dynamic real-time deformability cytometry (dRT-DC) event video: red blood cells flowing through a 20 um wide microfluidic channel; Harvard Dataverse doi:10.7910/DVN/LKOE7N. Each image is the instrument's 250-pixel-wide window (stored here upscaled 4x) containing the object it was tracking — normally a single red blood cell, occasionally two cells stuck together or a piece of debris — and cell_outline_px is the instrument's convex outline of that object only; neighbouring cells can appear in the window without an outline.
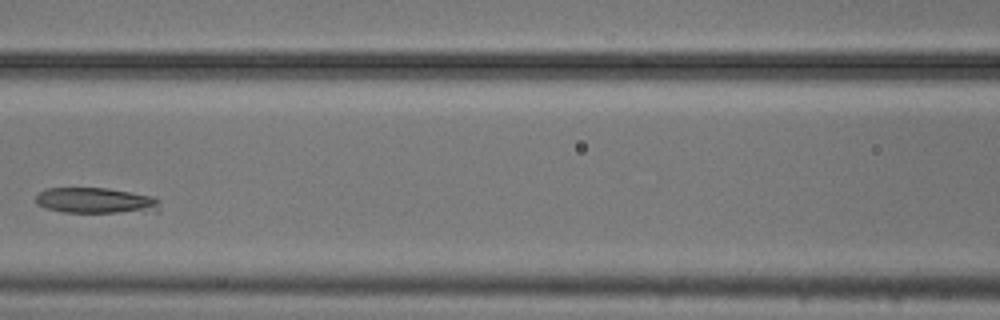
{"species": "common noctule bat (a hibernating species)", "species_latin": "Nyctalus noctula", "temperature_condition": "cold", "stored_images_in_passage": 6, "camera_frame_rate_fps": 3000, "um_per_image_px": 0.085, "animal": {"sex": "male", "body_mass_g": 20.5, "forearm_length_mm": 52.5}, "frame": {"image": 1, "passage_image": 5, "time_ms": 1.333, "image_size_px": [1000, 320], "cell_outline_px": [[160, 208], [156, 212], [64, 212], [48, 208], [36, 204], [36, 196], [40, 192], [48, 188], [108, 188], [132, 192], [152, 196], [160, 200]], "centroid_in_image_um": [8.2, 17.05], "position_along_channel_um": 158.4, "area_um2": 18.61}}
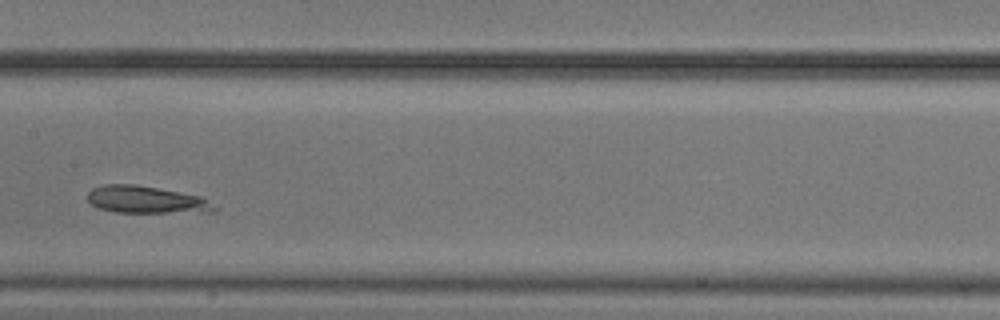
{"frame": {"image": 2, "passage_image": 6, "time_ms": 1.667, "image_size_px": [1000, 320], "cell_outline_px": [[220, 208], [216, 212], [116, 212], [100, 208], [92, 204], [88, 200], [88, 192], [92, 188], [104, 184], [136, 184], [200, 196]], "centroid_in_image_um": [12.46, 16.97], "position_along_channel_um": 194.9, "area_um2": 20.06}}